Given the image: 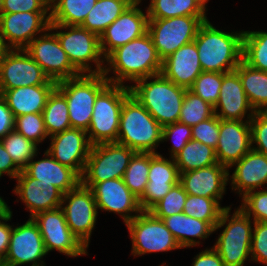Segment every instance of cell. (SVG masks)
I'll return each instance as SVG.
<instances>
[{"mask_svg": "<svg viewBox=\"0 0 267 266\" xmlns=\"http://www.w3.org/2000/svg\"><path fill=\"white\" fill-rule=\"evenodd\" d=\"M15 179L17 186L13 191L25 203L30 211V218L37 213L60 208L63 193L53 184L36 180L24 170Z\"/></svg>", "mask_w": 267, "mask_h": 266, "instance_id": "603a6c76", "label": "cell"}, {"mask_svg": "<svg viewBox=\"0 0 267 266\" xmlns=\"http://www.w3.org/2000/svg\"><path fill=\"white\" fill-rule=\"evenodd\" d=\"M191 133L192 140L216 149L220 133V118L214 115L205 121L199 122L191 127Z\"/></svg>", "mask_w": 267, "mask_h": 266, "instance_id": "7dc6e473", "label": "cell"}, {"mask_svg": "<svg viewBox=\"0 0 267 266\" xmlns=\"http://www.w3.org/2000/svg\"><path fill=\"white\" fill-rule=\"evenodd\" d=\"M242 60L254 69L267 72V32L244 31Z\"/></svg>", "mask_w": 267, "mask_h": 266, "instance_id": "8d00e7d4", "label": "cell"}, {"mask_svg": "<svg viewBox=\"0 0 267 266\" xmlns=\"http://www.w3.org/2000/svg\"><path fill=\"white\" fill-rule=\"evenodd\" d=\"M125 224L132 240L133 256L181 249L163 220L150 211H141Z\"/></svg>", "mask_w": 267, "mask_h": 266, "instance_id": "8fae6325", "label": "cell"}, {"mask_svg": "<svg viewBox=\"0 0 267 266\" xmlns=\"http://www.w3.org/2000/svg\"><path fill=\"white\" fill-rule=\"evenodd\" d=\"M57 85L24 49H7L0 62V90Z\"/></svg>", "mask_w": 267, "mask_h": 266, "instance_id": "4fadbf2b", "label": "cell"}, {"mask_svg": "<svg viewBox=\"0 0 267 266\" xmlns=\"http://www.w3.org/2000/svg\"><path fill=\"white\" fill-rule=\"evenodd\" d=\"M50 23V12L1 13L0 40L7 49H24L48 31Z\"/></svg>", "mask_w": 267, "mask_h": 266, "instance_id": "5bb4252c", "label": "cell"}, {"mask_svg": "<svg viewBox=\"0 0 267 266\" xmlns=\"http://www.w3.org/2000/svg\"><path fill=\"white\" fill-rule=\"evenodd\" d=\"M187 193L183 186L178 183L158 201L149 211L157 218L163 219L174 214L183 213Z\"/></svg>", "mask_w": 267, "mask_h": 266, "instance_id": "7bdbcfd3", "label": "cell"}, {"mask_svg": "<svg viewBox=\"0 0 267 266\" xmlns=\"http://www.w3.org/2000/svg\"><path fill=\"white\" fill-rule=\"evenodd\" d=\"M2 6H3V0H0V15H1V12H2Z\"/></svg>", "mask_w": 267, "mask_h": 266, "instance_id": "94428289", "label": "cell"}, {"mask_svg": "<svg viewBox=\"0 0 267 266\" xmlns=\"http://www.w3.org/2000/svg\"><path fill=\"white\" fill-rule=\"evenodd\" d=\"M42 114L49 137L71 128L67 100L57 88L49 95Z\"/></svg>", "mask_w": 267, "mask_h": 266, "instance_id": "e575fe53", "label": "cell"}, {"mask_svg": "<svg viewBox=\"0 0 267 266\" xmlns=\"http://www.w3.org/2000/svg\"><path fill=\"white\" fill-rule=\"evenodd\" d=\"M228 207L230 206L221 207L220 202L216 199L187 194L183 213L198 220L207 221L214 228L221 213Z\"/></svg>", "mask_w": 267, "mask_h": 266, "instance_id": "f35d334b", "label": "cell"}, {"mask_svg": "<svg viewBox=\"0 0 267 266\" xmlns=\"http://www.w3.org/2000/svg\"><path fill=\"white\" fill-rule=\"evenodd\" d=\"M103 74L111 84L123 85L161 73L162 60L148 32L142 37L117 47L106 58ZM113 70L115 77L107 76Z\"/></svg>", "mask_w": 267, "mask_h": 266, "instance_id": "6da1fadb", "label": "cell"}, {"mask_svg": "<svg viewBox=\"0 0 267 266\" xmlns=\"http://www.w3.org/2000/svg\"><path fill=\"white\" fill-rule=\"evenodd\" d=\"M57 85L23 86L14 89L0 90L14 117L42 113L49 95Z\"/></svg>", "mask_w": 267, "mask_h": 266, "instance_id": "f1b7e54d", "label": "cell"}, {"mask_svg": "<svg viewBox=\"0 0 267 266\" xmlns=\"http://www.w3.org/2000/svg\"><path fill=\"white\" fill-rule=\"evenodd\" d=\"M108 84L103 73L80 74L57 82L56 88L67 100L72 128L88 130L96 97Z\"/></svg>", "mask_w": 267, "mask_h": 266, "instance_id": "52a82bcc", "label": "cell"}, {"mask_svg": "<svg viewBox=\"0 0 267 266\" xmlns=\"http://www.w3.org/2000/svg\"><path fill=\"white\" fill-rule=\"evenodd\" d=\"M252 149L267 156V112H255L250 120ZM255 145L253 146V144Z\"/></svg>", "mask_w": 267, "mask_h": 266, "instance_id": "c3c4849f", "label": "cell"}, {"mask_svg": "<svg viewBox=\"0 0 267 266\" xmlns=\"http://www.w3.org/2000/svg\"><path fill=\"white\" fill-rule=\"evenodd\" d=\"M45 158L33 157L23 169L30 177L45 183H51L63 194L75 189L81 183V177L70 167L62 165L46 150Z\"/></svg>", "mask_w": 267, "mask_h": 266, "instance_id": "83f0119b", "label": "cell"}, {"mask_svg": "<svg viewBox=\"0 0 267 266\" xmlns=\"http://www.w3.org/2000/svg\"><path fill=\"white\" fill-rule=\"evenodd\" d=\"M90 190L98 210L118 213L124 223L131 221L142 211L139 199L129 190L122 178L96 183Z\"/></svg>", "mask_w": 267, "mask_h": 266, "instance_id": "ffe728a7", "label": "cell"}, {"mask_svg": "<svg viewBox=\"0 0 267 266\" xmlns=\"http://www.w3.org/2000/svg\"><path fill=\"white\" fill-rule=\"evenodd\" d=\"M61 29H66L68 32ZM49 30L50 32L56 30L53 33L57 36L69 61L80 74H102L104 72L105 57L101 52L98 35L80 25L50 24ZM89 62H94L96 68L92 70Z\"/></svg>", "mask_w": 267, "mask_h": 266, "instance_id": "8992f818", "label": "cell"}, {"mask_svg": "<svg viewBox=\"0 0 267 266\" xmlns=\"http://www.w3.org/2000/svg\"><path fill=\"white\" fill-rule=\"evenodd\" d=\"M37 223L29 218L24 224L12 226L8 251L1 261L2 266H45L43 256L47 255ZM40 261V262H39Z\"/></svg>", "mask_w": 267, "mask_h": 266, "instance_id": "e0dca14e", "label": "cell"}, {"mask_svg": "<svg viewBox=\"0 0 267 266\" xmlns=\"http://www.w3.org/2000/svg\"><path fill=\"white\" fill-rule=\"evenodd\" d=\"M32 219L39 227L47 253L56 250L68 257L87 255V248L70 230L61 208L37 213Z\"/></svg>", "mask_w": 267, "mask_h": 266, "instance_id": "9a60e30c", "label": "cell"}, {"mask_svg": "<svg viewBox=\"0 0 267 266\" xmlns=\"http://www.w3.org/2000/svg\"><path fill=\"white\" fill-rule=\"evenodd\" d=\"M130 5V0H97L80 26L100 37Z\"/></svg>", "mask_w": 267, "mask_h": 266, "instance_id": "1f68e13d", "label": "cell"}, {"mask_svg": "<svg viewBox=\"0 0 267 266\" xmlns=\"http://www.w3.org/2000/svg\"><path fill=\"white\" fill-rule=\"evenodd\" d=\"M192 266H225L218 252L212 247L194 257Z\"/></svg>", "mask_w": 267, "mask_h": 266, "instance_id": "11a10c76", "label": "cell"}, {"mask_svg": "<svg viewBox=\"0 0 267 266\" xmlns=\"http://www.w3.org/2000/svg\"><path fill=\"white\" fill-rule=\"evenodd\" d=\"M251 260L267 265V222H253Z\"/></svg>", "mask_w": 267, "mask_h": 266, "instance_id": "681fc988", "label": "cell"}, {"mask_svg": "<svg viewBox=\"0 0 267 266\" xmlns=\"http://www.w3.org/2000/svg\"><path fill=\"white\" fill-rule=\"evenodd\" d=\"M180 180V173L173 158L169 160L159 153L150 152L148 183L139 199L142 211H149Z\"/></svg>", "mask_w": 267, "mask_h": 266, "instance_id": "44dd1931", "label": "cell"}, {"mask_svg": "<svg viewBox=\"0 0 267 266\" xmlns=\"http://www.w3.org/2000/svg\"><path fill=\"white\" fill-rule=\"evenodd\" d=\"M235 210L232 217H229L231 207L225 208L214 227V232L225 227L213 246L225 266H244L251 254V218L240 207Z\"/></svg>", "mask_w": 267, "mask_h": 266, "instance_id": "5b68a950", "label": "cell"}, {"mask_svg": "<svg viewBox=\"0 0 267 266\" xmlns=\"http://www.w3.org/2000/svg\"><path fill=\"white\" fill-rule=\"evenodd\" d=\"M243 33L225 32L204 21L194 39L202 71L228 73L242 61Z\"/></svg>", "mask_w": 267, "mask_h": 266, "instance_id": "7a4b0ae2", "label": "cell"}, {"mask_svg": "<svg viewBox=\"0 0 267 266\" xmlns=\"http://www.w3.org/2000/svg\"><path fill=\"white\" fill-rule=\"evenodd\" d=\"M229 177V169L217 163L180 173L179 183L187 194L212 198L220 202L226 191Z\"/></svg>", "mask_w": 267, "mask_h": 266, "instance_id": "d4e9b609", "label": "cell"}, {"mask_svg": "<svg viewBox=\"0 0 267 266\" xmlns=\"http://www.w3.org/2000/svg\"><path fill=\"white\" fill-rule=\"evenodd\" d=\"M22 170L14 163L0 140V177L5 173L15 179Z\"/></svg>", "mask_w": 267, "mask_h": 266, "instance_id": "db71d44e", "label": "cell"}, {"mask_svg": "<svg viewBox=\"0 0 267 266\" xmlns=\"http://www.w3.org/2000/svg\"><path fill=\"white\" fill-rule=\"evenodd\" d=\"M131 4L139 5L141 3V0H130Z\"/></svg>", "mask_w": 267, "mask_h": 266, "instance_id": "91938a15", "label": "cell"}, {"mask_svg": "<svg viewBox=\"0 0 267 266\" xmlns=\"http://www.w3.org/2000/svg\"><path fill=\"white\" fill-rule=\"evenodd\" d=\"M179 173L188 172L217 164L216 151L213 147L195 140H190L173 157Z\"/></svg>", "mask_w": 267, "mask_h": 266, "instance_id": "836d02e7", "label": "cell"}, {"mask_svg": "<svg viewBox=\"0 0 267 266\" xmlns=\"http://www.w3.org/2000/svg\"><path fill=\"white\" fill-rule=\"evenodd\" d=\"M15 130L38 146L48 137L42 113H29L15 117Z\"/></svg>", "mask_w": 267, "mask_h": 266, "instance_id": "ee69618b", "label": "cell"}, {"mask_svg": "<svg viewBox=\"0 0 267 266\" xmlns=\"http://www.w3.org/2000/svg\"><path fill=\"white\" fill-rule=\"evenodd\" d=\"M240 208L253 222H267V190L251 191L242 197Z\"/></svg>", "mask_w": 267, "mask_h": 266, "instance_id": "f6af8a7d", "label": "cell"}, {"mask_svg": "<svg viewBox=\"0 0 267 266\" xmlns=\"http://www.w3.org/2000/svg\"><path fill=\"white\" fill-rule=\"evenodd\" d=\"M9 211V206L6 204L4 199L0 197V217Z\"/></svg>", "mask_w": 267, "mask_h": 266, "instance_id": "9f6ffc18", "label": "cell"}, {"mask_svg": "<svg viewBox=\"0 0 267 266\" xmlns=\"http://www.w3.org/2000/svg\"><path fill=\"white\" fill-rule=\"evenodd\" d=\"M202 72L195 41L181 46L162 61L161 74L186 89L193 85Z\"/></svg>", "mask_w": 267, "mask_h": 266, "instance_id": "484cf974", "label": "cell"}, {"mask_svg": "<svg viewBox=\"0 0 267 266\" xmlns=\"http://www.w3.org/2000/svg\"><path fill=\"white\" fill-rule=\"evenodd\" d=\"M42 0H3L1 13L49 12Z\"/></svg>", "mask_w": 267, "mask_h": 266, "instance_id": "f907efd6", "label": "cell"}, {"mask_svg": "<svg viewBox=\"0 0 267 266\" xmlns=\"http://www.w3.org/2000/svg\"><path fill=\"white\" fill-rule=\"evenodd\" d=\"M150 152H136L123 175V181L129 190L140 199L148 183Z\"/></svg>", "mask_w": 267, "mask_h": 266, "instance_id": "74e56055", "label": "cell"}, {"mask_svg": "<svg viewBox=\"0 0 267 266\" xmlns=\"http://www.w3.org/2000/svg\"><path fill=\"white\" fill-rule=\"evenodd\" d=\"M131 93L128 85L109 83L96 97L92 120L87 130L91 145L117 142L121 108Z\"/></svg>", "mask_w": 267, "mask_h": 266, "instance_id": "ba28073f", "label": "cell"}, {"mask_svg": "<svg viewBox=\"0 0 267 266\" xmlns=\"http://www.w3.org/2000/svg\"><path fill=\"white\" fill-rule=\"evenodd\" d=\"M131 4L99 37L100 48L106 58L117 47L142 37L147 33L148 12L146 14Z\"/></svg>", "mask_w": 267, "mask_h": 266, "instance_id": "ac0fdd59", "label": "cell"}, {"mask_svg": "<svg viewBox=\"0 0 267 266\" xmlns=\"http://www.w3.org/2000/svg\"><path fill=\"white\" fill-rule=\"evenodd\" d=\"M163 222L181 248L199 246L200 239L208 238L214 228L207 222L184 213L164 217ZM194 238H199L197 241Z\"/></svg>", "mask_w": 267, "mask_h": 266, "instance_id": "f546056e", "label": "cell"}, {"mask_svg": "<svg viewBox=\"0 0 267 266\" xmlns=\"http://www.w3.org/2000/svg\"><path fill=\"white\" fill-rule=\"evenodd\" d=\"M60 208L72 233L88 248L98 216L92 191L80 183L75 189L63 194Z\"/></svg>", "mask_w": 267, "mask_h": 266, "instance_id": "7c38bea8", "label": "cell"}, {"mask_svg": "<svg viewBox=\"0 0 267 266\" xmlns=\"http://www.w3.org/2000/svg\"><path fill=\"white\" fill-rule=\"evenodd\" d=\"M162 137V126L131 93L121 108L117 143L136 152H156Z\"/></svg>", "mask_w": 267, "mask_h": 266, "instance_id": "277c9868", "label": "cell"}, {"mask_svg": "<svg viewBox=\"0 0 267 266\" xmlns=\"http://www.w3.org/2000/svg\"><path fill=\"white\" fill-rule=\"evenodd\" d=\"M135 153L133 149L117 142L92 145L81 184L90 189L96 183L123 178Z\"/></svg>", "mask_w": 267, "mask_h": 266, "instance_id": "9c48e42d", "label": "cell"}, {"mask_svg": "<svg viewBox=\"0 0 267 266\" xmlns=\"http://www.w3.org/2000/svg\"><path fill=\"white\" fill-rule=\"evenodd\" d=\"M173 141V146L170 148V158H173L182 148L192 139L191 127L181 123L175 122L162 127L161 141Z\"/></svg>", "mask_w": 267, "mask_h": 266, "instance_id": "bcb514c9", "label": "cell"}, {"mask_svg": "<svg viewBox=\"0 0 267 266\" xmlns=\"http://www.w3.org/2000/svg\"><path fill=\"white\" fill-rule=\"evenodd\" d=\"M235 71L255 112H267V72L254 69L243 60Z\"/></svg>", "mask_w": 267, "mask_h": 266, "instance_id": "4dcf8cb0", "label": "cell"}, {"mask_svg": "<svg viewBox=\"0 0 267 266\" xmlns=\"http://www.w3.org/2000/svg\"><path fill=\"white\" fill-rule=\"evenodd\" d=\"M221 84L222 73L203 71L189 90L212 106H215L219 99Z\"/></svg>", "mask_w": 267, "mask_h": 266, "instance_id": "b9f144b4", "label": "cell"}, {"mask_svg": "<svg viewBox=\"0 0 267 266\" xmlns=\"http://www.w3.org/2000/svg\"><path fill=\"white\" fill-rule=\"evenodd\" d=\"M206 20L207 16L148 19L147 32L160 59L163 61L181 46L194 41L200 25Z\"/></svg>", "mask_w": 267, "mask_h": 266, "instance_id": "30bf717a", "label": "cell"}, {"mask_svg": "<svg viewBox=\"0 0 267 266\" xmlns=\"http://www.w3.org/2000/svg\"><path fill=\"white\" fill-rule=\"evenodd\" d=\"M97 0H57L50 8V24L81 25Z\"/></svg>", "mask_w": 267, "mask_h": 266, "instance_id": "d590c367", "label": "cell"}, {"mask_svg": "<svg viewBox=\"0 0 267 266\" xmlns=\"http://www.w3.org/2000/svg\"><path fill=\"white\" fill-rule=\"evenodd\" d=\"M12 218V211H9L0 217V260L2 261L8 251L12 226L7 224ZM2 221V222H1ZM5 221V222H4Z\"/></svg>", "mask_w": 267, "mask_h": 266, "instance_id": "f5cc1de1", "label": "cell"}, {"mask_svg": "<svg viewBox=\"0 0 267 266\" xmlns=\"http://www.w3.org/2000/svg\"><path fill=\"white\" fill-rule=\"evenodd\" d=\"M46 31L36 37L24 50L43 69L45 74L55 82L79 76L61 47L57 36ZM48 32V33H47Z\"/></svg>", "mask_w": 267, "mask_h": 266, "instance_id": "2e32d148", "label": "cell"}, {"mask_svg": "<svg viewBox=\"0 0 267 266\" xmlns=\"http://www.w3.org/2000/svg\"><path fill=\"white\" fill-rule=\"evenodd\" d=\"M214 106L186 89L178 121L190 127L214 116Z\"/></svg>", "mask_w": 267, "mask_h": 266, "instance_id": "60d3db41", "label": "cell"}, {"mask_svg": "<svg viewBox=\"0 0 267 266\" xmlns=\"http://www.w3.org/2000/svg\"><path fill=\"white\" fill-rule=\"evenodd\" d=\"M15 130V117L6 100L0 95V140Z\"/></svg>", "mask_w": 267, "mask_h": 266, "instance_id": "816d5d0a", "label": "cell"}, {"mask_svg": "<svg viewBox=\"0 0 267 266\" xmlns=\"http://www.w3.org/2000/svg\"><path fill=\"white\" fill-rule=\"evenodd\" d=\"M231 176L232 190L237 191L239 197L267 185V156L251 149L238 162ZM242 195V196H241Z\"/></svg>", "mask_w": 267, "mask_h": 266, "instance_id": "4316f807", "label": "cell"}, {"mask_svg": "<svg viewBox=\"0 0 267 266\" xmlns=\"http://www.w3.org/2000/svg\"><path fill=\"white\" fill-rule=\"evenodd\" d=\"M208 0H151L147 7L148 19L179 16H206Z\"/></svg>", "mask_w": 267, "mask_h": 266, "instance_id": "d6a6232c", "label": "cell"}, {"mask_svg": "<svg viewBox=\"0 0 267 266\" xmlns=\"http://www.w3.org/2000/svg\"><path fill=\"white\" fill-rule=\"evenodd\" d=\"M252 149L250 120L220 119L216 157L220 165L230 168Z\"/></svg>", "mask_w": 267, "mask_h": 266, "instance_id": "7402d4cb", "label": "cell"}, {"mask_svg": "<svg viewBox=\"0 0 267 266\" xmlns=\"http://www.w3.org/2000/svg\"><path fill=\"white\" fill-rule=\"evenodd\" d=\"M50 138L51 145L47 149L50 155L81 177L92 146L87 131L71 127Z\"/></svg>", "mask_w": 267, "mask_h": 266, "instance_id": "d6986e66", "label": "cell"}, {"mask_svg": "<svg viewBox=\"0 0 267 266\" xmlns=\"http://www.w3.org/2000/svg\"><path fill=\"white\" fill-rule=\"evenodd\" d=\"M135 84L129 85L131 94L162 127L178 122L186 88L176 85L161 73L140 79Z\"/></svg>", "mask_w": 267, "mask_h": 266, "instance_id": "3957f363", "label": "cell"}, {"mask_svg": "<svg viewBox=\"0 0 267 266\" xmlns=\"http://www.w3.org/2000/svg\"><path fill=\"white\" fill-rule=\"evenodd\" d=\"M214 112L220 119L233 121H243L248 112L247 120H251L255 114L236 71L222 73L219 99Z\"/></svg>", "mask_w": 267, "mask_h": 266, "instance_id": "cb8c5ba5", "label": "cell"}, {"mask_svg": "<svg viewBox=\"0 0 267 266\" xmlns=\"http://www.w3.org/2000/svg\"><path fill=\"white\" fill-rule=\"evenodd\" d=\"M6 50H7V48L4 46L3 42L0 40V62H1V59H2L4 52Z\"/></svg>", "mask_w": 267, "mask_h": 266, "instance_id": "6f0895ef", "label": "cell"}, {"mask_svg": "<svg viewBox=\"0 0 267 266\" xmlns=\"http://www.w3.org/2000/svg\"><path fill=\"white\" fill-rule=\"evenodd\" d=\"M46 6L50 9L56 2L57 0H42Z\"/></svg>", "mask_w": 267, "mask_h": 266, "instance_id": "680465c9", "label": "cell"}, {"mask_svg": "<svg viewBox=\"0 0 267 266\" xmlns=\"http://www.w3.org/2000/svg\"><path fill=\"white\" fill-rule=\"evenodd\" d=\"M1 142L12 157L14 163L23 170L28 162L33 158L37 157L38 145L28 140L25 136L21 135L16 130H12L8 133Z\"/></svg>", "mask_w": 267, "mask_h": 266, "instance_id": "ab89813d", "label": "cell"}]
</instances>
